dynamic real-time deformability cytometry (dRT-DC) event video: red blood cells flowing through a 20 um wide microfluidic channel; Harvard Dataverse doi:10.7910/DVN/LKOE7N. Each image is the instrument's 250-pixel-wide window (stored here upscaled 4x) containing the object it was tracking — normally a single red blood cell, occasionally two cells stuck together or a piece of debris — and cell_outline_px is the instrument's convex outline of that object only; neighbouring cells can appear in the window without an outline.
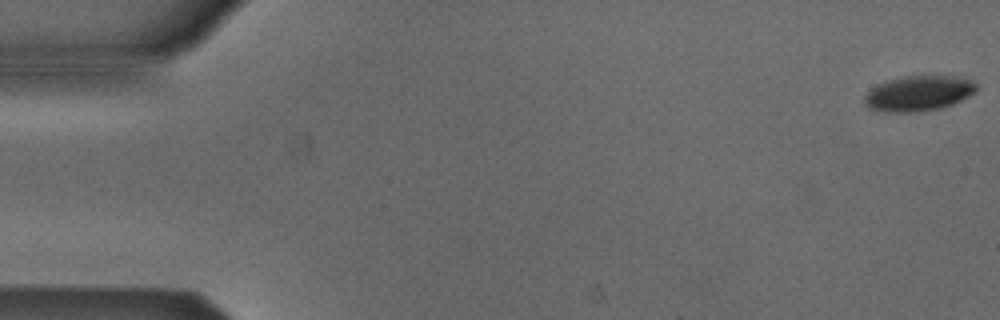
{"species": "Egyptian fruit bat (a non-hibernating species)", "species_latin": "Rousettus aegyptiacus", "temperature_condition": "cold", "stored_images_in_passage": 14, "camera_frame_rate_fps": 3000, "um_per_image_px": 0.085, "animal": {"sex": "male"}, "frame": {"image": 1, "passage_image": 1, "time_ms": 0.0, "image_size_px": [1000, 320], "cell_outline_px": [[976, 92], [952, 104], [940, 108], [912, 112], [884, 112], [868, 108], [864, 104], [864, 96], [872, 88], [888, 80], [904, 76], [960, 76], [976, 84]], "centroid_in_image_um": [78.05, 7.94], "position_along_channel_um": 6.9, "area_um2": 22.83}}